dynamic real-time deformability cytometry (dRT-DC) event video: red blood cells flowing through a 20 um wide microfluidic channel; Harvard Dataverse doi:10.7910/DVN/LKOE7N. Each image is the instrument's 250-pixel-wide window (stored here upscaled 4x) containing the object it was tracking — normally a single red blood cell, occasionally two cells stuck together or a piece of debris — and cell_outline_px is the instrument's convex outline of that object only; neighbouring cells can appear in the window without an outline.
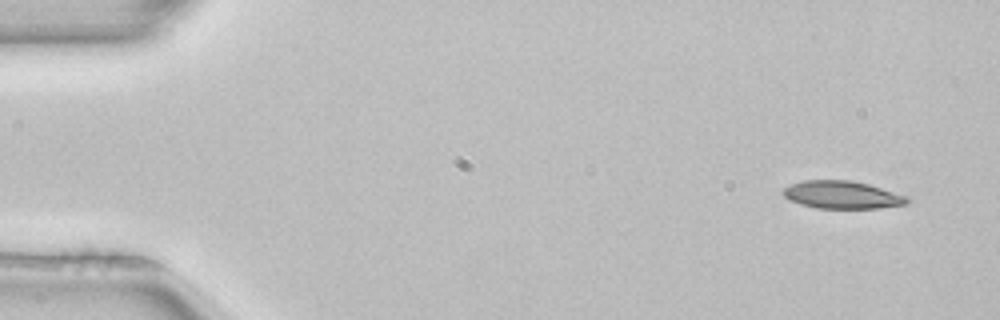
{"species": "common noctule bat (a hibernating species)", "species_latin": "Nyctalus noctula", "temperature_condition": "room temperature", "stored_images_in_passage": 3, "camera_frame_rate_fps": 3000, "um_per_image_px": 0.085, "animal": {"sex": "female", "body_mass_g": 22.7, "forearm_length_mm": 54.2}, "frame": {"image": 1, "passage_image": 1, "time_ms": 0.0, "image_size_px": [1000, 320], "cell_outline_px": [[912, 200], [908, 204], [880, 208], [816, 208], [800, 204], [788, 200], [780, 192], [784, 188], [792, 184], [804, 180], [852, 180], [868, 184], [908, 196]], "centroid_in_image_um": [71.59, 16.56], "position_along_channel_um": 13.4, "area_um2": 20.23}}